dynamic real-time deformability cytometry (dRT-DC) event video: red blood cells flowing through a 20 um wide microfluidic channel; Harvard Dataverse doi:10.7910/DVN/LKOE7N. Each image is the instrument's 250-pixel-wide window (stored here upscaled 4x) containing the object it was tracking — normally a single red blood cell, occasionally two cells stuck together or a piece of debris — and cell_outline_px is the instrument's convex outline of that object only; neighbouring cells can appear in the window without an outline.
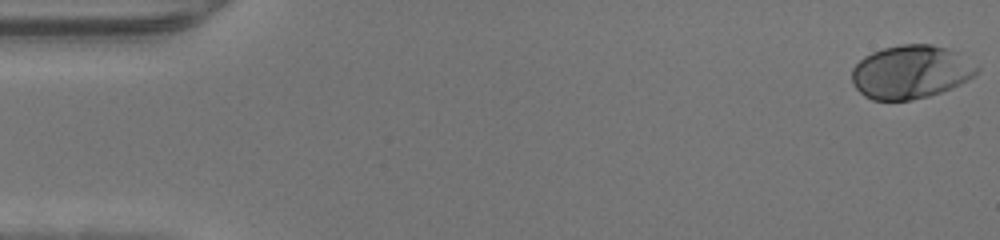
{"species": "human", "species_latin": "Homo sapiens", "temperature_condition": "warm", "stored_images_in_passage": 48, "camera_frame_rate_fps": 3000, "um_per_image_px": 0.085, "donor": {"sex": "male"}, "frame": {"image": 1, "passage_image": 1, "time_ms": 0.0, "image_size_px": [1000, 240], "cell_outline_px": [[980, 68], [972, 76], [960, 84], [952, 88], [928, 96], [912, 100], [872, 100], [864, 96], [856, 88], [852, 80], [852, 68], [864, 56], [872, 52], [884, 48], [904, 44], [932, 44], [956, 52]], "centroid_in_image_um": [77.38, 6.12], "position_along_channel_um": 7.6, "area_um2": 38.55}}
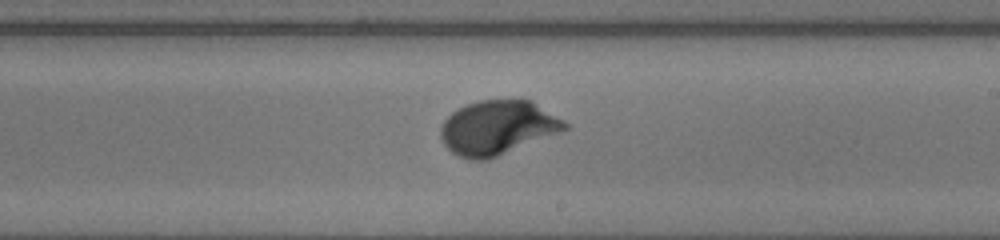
{"frame": {"image": 2, "passage_image": 28, "time_ms": 9.0, "image_size_px": [1000, 240], "cell_outline_px": [[568, 128], [560, 132], [488, 160], [468, 160], [452, 152], [444, 144], [440, 136], [440, 128], [444, 120], [452, 112], [468, 104], [480, 100], [532, 100], [564, 120], [568, 124]], "centroid_in_image_um": [42.29, 10.85], "position_along_channel_um": 246.7, "area_um2": 39.07}}
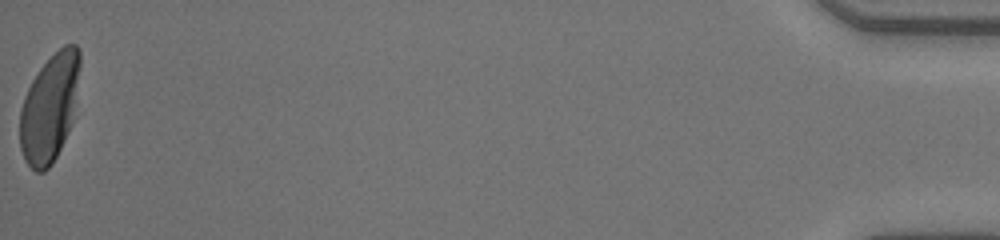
{"frame": {"image": 3, "passage_image": 48, "time_ms": 15.667, "image_size_px": [1000, 240], "cell_outline_px": [[80, 68], [72, 124], [52, 164], [44, 172], [36, 172], [24, 160], [20, 148], [20, 108], [24, 96], [32, 80], [40, 68], [64, 44], [76, 44], [80, 52]], "centroid_in_image_um": [4.21, 9.18], "position_along_channel_um": 431.0, "area_um2": 37.63}}